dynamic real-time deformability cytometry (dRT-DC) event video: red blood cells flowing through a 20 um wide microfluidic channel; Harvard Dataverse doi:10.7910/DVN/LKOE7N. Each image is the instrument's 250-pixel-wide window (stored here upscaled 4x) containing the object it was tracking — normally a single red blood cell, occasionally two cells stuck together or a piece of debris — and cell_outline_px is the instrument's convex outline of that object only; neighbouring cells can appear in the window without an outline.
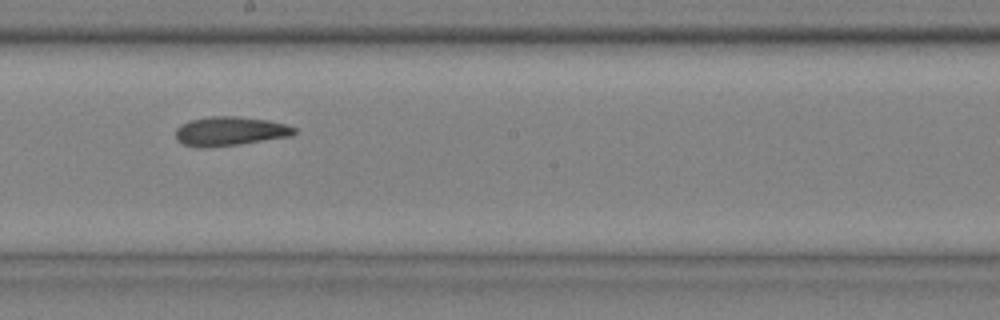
{"species": "common noctule bat (a hibernating species)", "species_latin": "Nyctalus noctula", "temperature_condition": "cold", "stored_images_in_passage": 9, "camera_frame_rate_fps": 3000, "um_per_image_px": 0.085, "animal": {"sex": "male", "body_mass_g": 20.4}, "frame": {"image": 1, "passage_image": 9, "time_ms": 2.667, "image_size_px": [1000, 320], "cell_outline_px": [[296, 132], [292, 136], [240, 144], [208, 148], [196, 148], [184, 144], [176, 140], [176, 128], [180, 124], [188, 120], [212, 116], [236, 116], [268, 120], [284, 124], [296, 128]], "centroid_in_image_um": [19.51, 11.16], "position_along_channel_um": 228.7, "area_um2": 20.35}}